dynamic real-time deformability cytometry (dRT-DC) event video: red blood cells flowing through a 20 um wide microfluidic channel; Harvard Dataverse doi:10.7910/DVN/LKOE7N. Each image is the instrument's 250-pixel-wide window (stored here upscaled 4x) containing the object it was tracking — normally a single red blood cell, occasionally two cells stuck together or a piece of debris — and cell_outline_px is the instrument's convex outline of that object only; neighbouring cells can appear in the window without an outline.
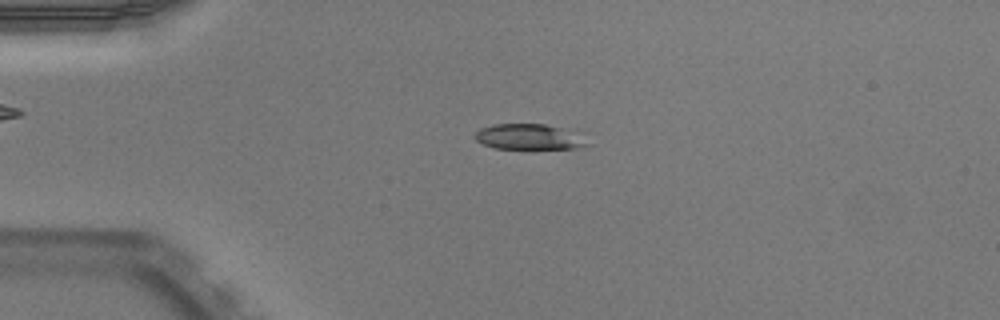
{"species": "Egyptian fruit bat (a non-hibernating species)", "species_latin": "Rousettus aegyptiacus", "temperature_condition": "warm", "stored_images_in_passage": 50, "camera_frame_rate_fps": 3000, "um_per_image_px": 0.085, "animal": {"sex": "male"}, "frame": {"image": 1, "passage_image": 12, "time_ms": 3.667, "image_size_px": [1000, 320], "cell_outline_px": [[592, 144], [576, 148], [496, 148], [484, 144], [476, 140], [472, 136], [480, 128], [492, 124], [544, 124], [584, 132]], "centroid_in_image_um": [45.09, 11.61], "position_along_channel_um": 39.9, "area_um2": 17.17}}
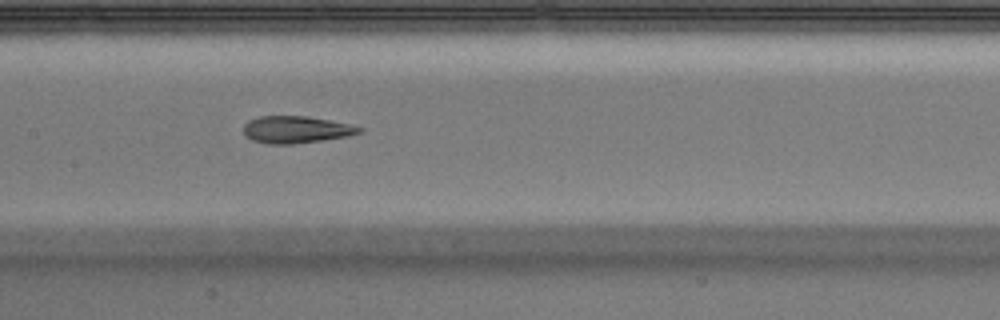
{"frame": {"image": 2, "passage_image": 25, "time_ms": 8.0, "image_size_px": [1000, 320], "cell_outline_px": [[364, 128], [360, 132], [348, 136], [292, 144], [268, 144], [252, 140], [244, 136], [244, 124], [248, 120], [256, 116], [308, 116], [348, 124]], "centroid_in_image_um": [25.1, 11.01], "position_along_channel_um": 182.3, "area_um2": 18.21}}
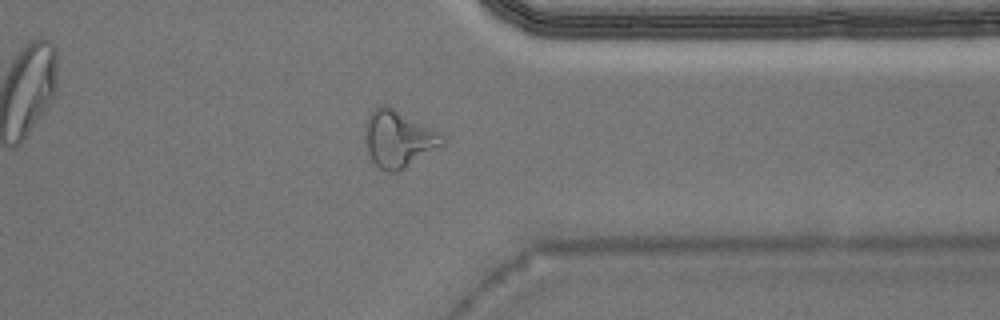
{"frame": {"image": 3, "passage_image": 40, "time_ms": 13.0, "image_size_px": [1000, 320], "cell_outline_px": [[448, 140], [444, 144], [400, 172], [388, 172], [380, 168], [372, 160], [368, 152], [364, 132], [364, 128], [368, 116], [380, 104], [384, 104], [448, 136]], "centroid_in_image_um": [33.9, 11.83], "position_along_channel_um": 377.5, "area_um2": 25.61}, "authors_computed_cell_mechanics": {"area_um2": 18.9584, "velocity_mm_per_s": 4.0006, "shape_relaxation_time_tau1_ms": null, "shape_relaxation_time_tau2_ms": 1.5452, "deformation_change_tau1": null, "deformation_change_tau2": 0.0844}}